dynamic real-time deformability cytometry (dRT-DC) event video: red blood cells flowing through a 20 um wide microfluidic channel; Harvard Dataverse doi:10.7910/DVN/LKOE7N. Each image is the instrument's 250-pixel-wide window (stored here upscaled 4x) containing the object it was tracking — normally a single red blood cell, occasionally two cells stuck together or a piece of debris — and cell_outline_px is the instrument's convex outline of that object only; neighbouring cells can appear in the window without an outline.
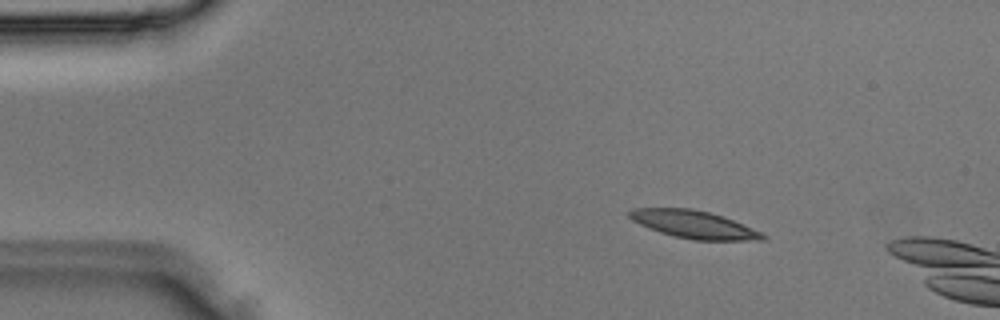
{"species": "Egyptian fruit bat (a non-hibernating species)", "species_latin": "Rousettus aegyptiacus", "temperature_condition": "room temperature", "stored_images_in_passage": 2, "camera_frame_rate_fps": 3000, "um_per_image_px": 0.085, "animal": {"sex": "male"}, "frame": {"image": 1, "passage_image": 1, "time_ms": 0.0, "image_size_px": [1000, 320], "cell_outline_px": [[768, 236], [764, 240], [696, 240], [676, 236], [660, 232], [648, 228], [632, 220], [628, 216], [628, 212], [632, 208], [692, 208], [724, 216], [764, 232]], "centroid_in_image_um": [59.03, 19.07], "position_along_channel_um": 26.0, "area_um2": 21.62}}